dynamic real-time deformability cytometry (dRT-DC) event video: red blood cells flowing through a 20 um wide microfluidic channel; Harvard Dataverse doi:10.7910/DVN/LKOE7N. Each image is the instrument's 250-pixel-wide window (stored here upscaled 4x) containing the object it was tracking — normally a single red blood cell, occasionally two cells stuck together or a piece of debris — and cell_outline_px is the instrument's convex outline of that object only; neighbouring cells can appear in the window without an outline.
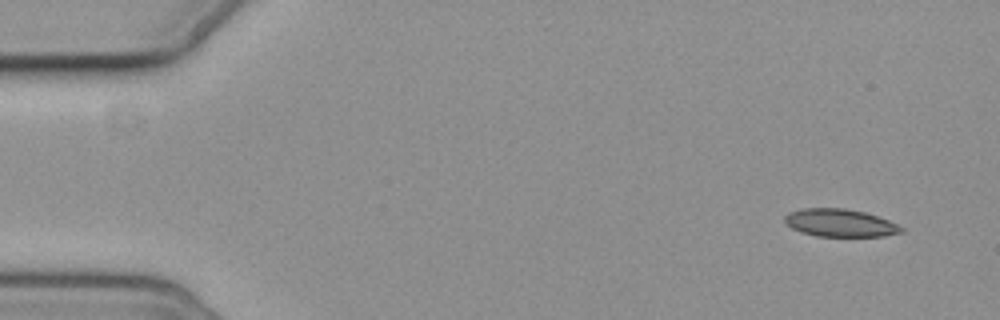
{"species": "common noctule bat (a hibernating species)", "species_latin": "Nyctalus noctula", "temperature_condition": "cold", "stored_images_in_passage": 4, "camera_frame_rate_fps": 3000, "um_per_image_px": 0.085, "animal": {"sex": "female", "body_mass_g": 19.3, "forearm_length_mm": 54.1}, "frame": {"image": 1, "passage_image": 1, "time_ms": 0.0, "image_size_px": [1000, 320], "cell_outline_px": [[904, 232], [884, 236], [816, 236], [800, 232], [792, 228], [784, 220], [784, 216], [788, 212], [804, 208], [844, 208], [864, 212], [888, 220], [904, 228]], "centroid_in_image_um": [71.39, 18.95], "position_along_channel_um": 13.6, "area_um2": 18.79}}
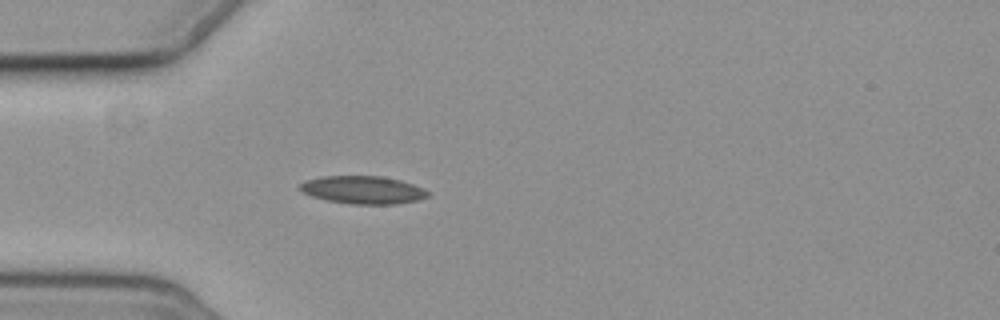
{"frame": {"image": 2, "passage_image": 4, "time_ms": 4.333, "image_size_px": [1000, 320], "cell_outline_px": [[432, 192], [428, 196], [416, 200], [396, 204], [348, 204], [328, 200], [312, 196], [304, 192], [300, 188], [300, 184], [304, 180], [320, 176], [384, 176], [400, 180], [424, 188]], "centroid_in_image_um": [30.87, 16.13], "position_along_channel_um": 54.1, "area_um2": 20.81}}